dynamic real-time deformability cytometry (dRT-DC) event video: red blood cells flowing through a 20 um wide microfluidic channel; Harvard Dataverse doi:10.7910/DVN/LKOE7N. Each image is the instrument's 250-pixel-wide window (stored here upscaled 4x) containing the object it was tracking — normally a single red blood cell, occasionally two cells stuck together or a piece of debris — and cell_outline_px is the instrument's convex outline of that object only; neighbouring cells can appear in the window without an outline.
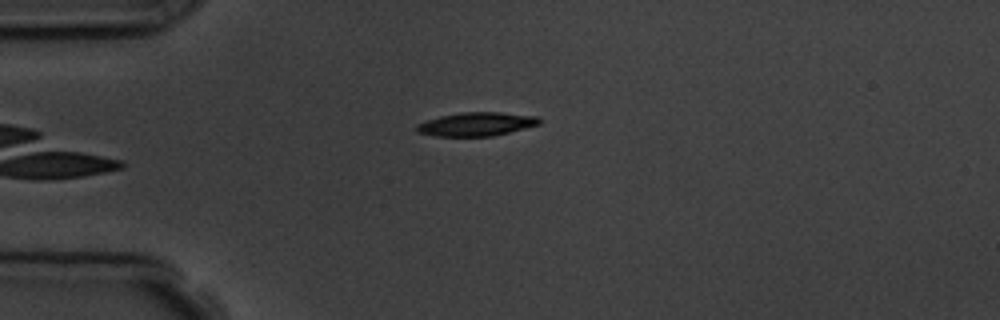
{"species": "common noctule bat (a hibernating species)", "species_latin": "Nyctalus noctula", "temperature_condition": "room temperature", "stored_images_in_passage": 6, "camera_frame_rate_fps": 3000, "um_per_image_px": 0.085, "animal": {"sex": "male", "body_mass_g": 19.5, "forearm_length_mm": 54.6}, "frame": {"image": 1, "passage_image": 6, "time_ms": 5.667, "image_size_px": [1000, 320], "cell_outline_px": [[540, 124], [492, 136], [436, 136], [416, 132], [416, 124], [440, 116], [460, 112], [500, 112], [536, 116], [540, 120]], "centroid_in_image_um": [40.46, 10.55], "position_along_channel_um": 44.5, "area_um2": 16.76}}